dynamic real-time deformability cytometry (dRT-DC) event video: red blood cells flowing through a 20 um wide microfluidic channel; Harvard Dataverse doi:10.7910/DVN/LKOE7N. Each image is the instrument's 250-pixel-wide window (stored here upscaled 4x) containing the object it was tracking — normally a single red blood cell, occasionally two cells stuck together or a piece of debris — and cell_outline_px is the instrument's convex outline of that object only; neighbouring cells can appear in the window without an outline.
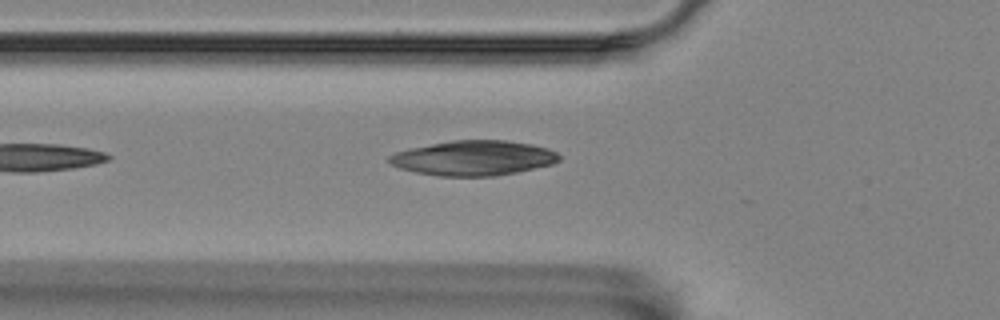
{"species": "Egyptian fruit bat (a non-hibernating species)", "species_latin": "Rousettus aegyptiacus", "temperature_condition": "room temperature", "stored_images_in_passage": 6, "camera_frame_rate_fps": 3000, "um_per_image_px": 0.085, "animal": {"sex": "female"}, "frame": {"image": 1, "passage_image": 6, "time_ms": 1.667, "image_size_px": [1000, 320], "cell_outline_px": [[560, 160], [552, 164], [516, 172], [492, 176], [440, 176], [416, 172], [400, 168], [388, 164], [388, 156], [396, 152], [408, 148], [452, 140], [504, 140], [532, 144], [548, 148], [556, 152], [560, 156]], "centroid_in_image_um": [40.22, 13.43], "position_along_channel_um": 85.6, "area_um2": 34.56}}